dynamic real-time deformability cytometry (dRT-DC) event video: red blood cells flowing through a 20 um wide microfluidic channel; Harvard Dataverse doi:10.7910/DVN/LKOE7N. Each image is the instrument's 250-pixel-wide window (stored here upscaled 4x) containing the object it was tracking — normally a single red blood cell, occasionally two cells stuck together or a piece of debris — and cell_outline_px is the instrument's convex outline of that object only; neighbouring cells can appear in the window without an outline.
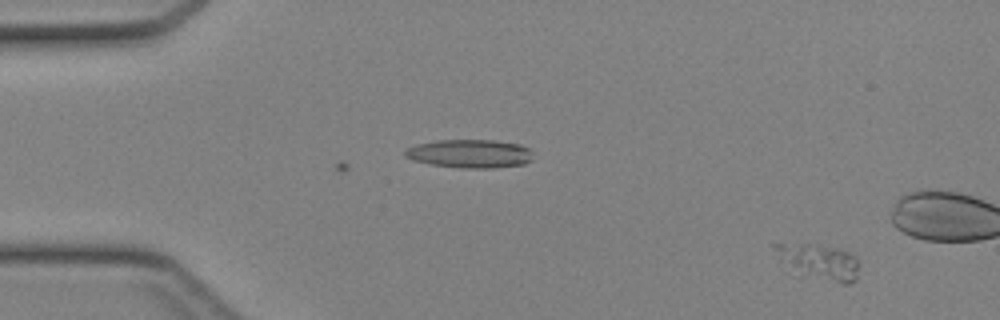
{"species": "Egyptian fruit bat (a non-hibernating species)", "species_latin": "Rousettus aegyptiacus", "temperature_condition": "cold", "stored_images_in_passage": 34, "camera_frame_rate_fps": 3000, "um_per_image_px": 0.085, "animal": {"sex": "female"}, "frame": {"image": 1, "passage_image": 4, "time_ms": 1.0, "image_size_px": [1000, 320], "cell_outline_px": [[856, 280], [848, 284], [840, 284], [796, 264], [776, 248], [772, 244], [784, 244], [820, 248], [848, 252], [856, 256]], "centroid_in_image_um": [69.96, 22.25], "position_along_channel_um": 15.0, "area_um2": 13.53}}
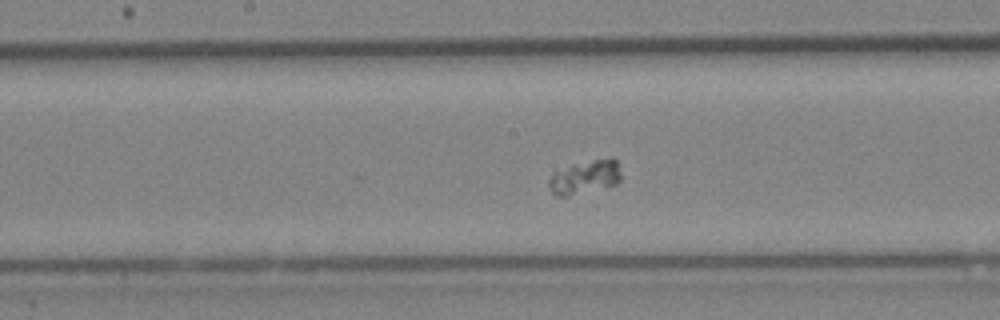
{"frame": {"image": 2, "passage_image": 24, "time_ms": 7.667, "image_size_px": [1000, 320], "cell_outline_px": [[620, 180], [616, 184], [568, 196], [556, 196], [552, 192], [548, 184], [548, 180], [552, 172], [572, 164], [612, 156], [616, 160], [620, 172]], "centroid_in_image_um": [49.69, 15.03], "position_along_channel_um": 198.5, "area_um2": 14.22}}
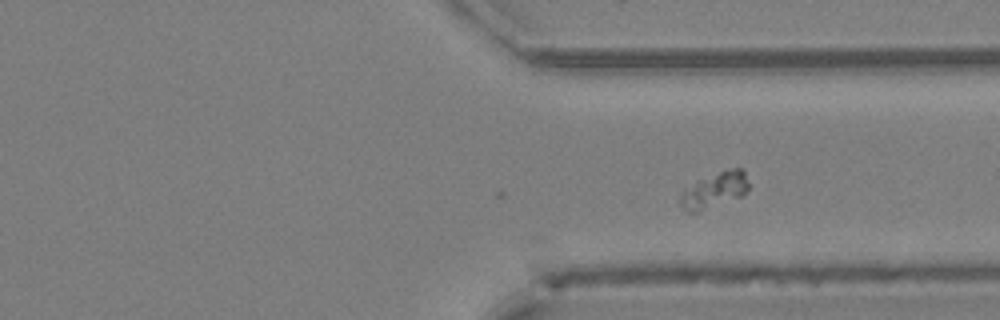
{"frame": {"image": 3, "passage_image": 34, "time_ms": 11.0, "image_size_px": [1000, 320], "cell_outline_px": [[748, 192], [740, 196], [696, 212], [684, 212], [680, 204], [680, 192], [684, 188], [700, 180], [720, 172], [732, 168], [740, 168], [744, 172], [748, 184]], "centroid_in_image_um": [60.69, 16.18], "position_along_channel_um": 350.7, "area_um2": 13.76}}